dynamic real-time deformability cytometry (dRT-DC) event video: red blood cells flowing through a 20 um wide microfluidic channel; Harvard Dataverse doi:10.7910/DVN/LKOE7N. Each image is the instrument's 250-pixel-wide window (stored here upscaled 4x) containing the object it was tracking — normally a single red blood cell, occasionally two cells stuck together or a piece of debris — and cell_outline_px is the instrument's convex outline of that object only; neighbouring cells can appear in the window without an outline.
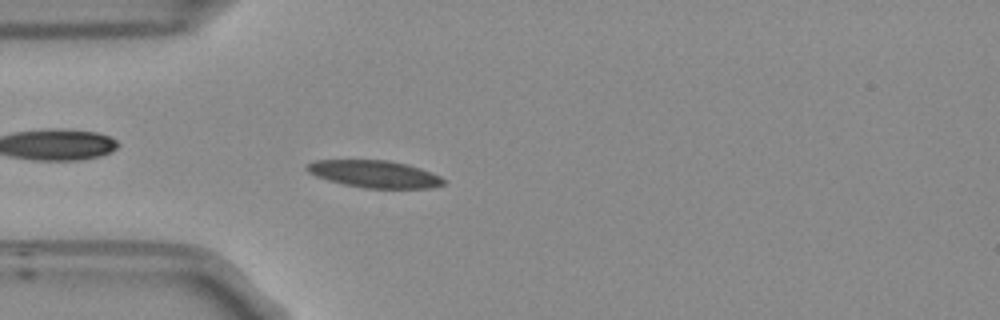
{"species": "Egyptian fruit bat (a non-hibernating species)", "species_latin": "Rousettus aegyptiacus", "temperature_condition": "room temperature", "stored_images_in_passage": 53, "camera_frame_rate_fps": 3000, "um_per_image_px": 0.085, "frame": {"image": 1, "passage_image": 14, "time_ms": 4.333, "image_size_px": [1000, 320], "cell_outline_px": [[444, 184], [432, 188], [364, 188], [344, 184], [328, 180], [316, 176], [308, 172], [304, 168], [308, 164], [316, 160], [388, 160], [408, 164], [420, 168], [440, 176], [444, 180]], "centroid_in_image_um": [31.83, 14.79], "position_along_channel_um": 53.2, "area_um2": 21.62}}
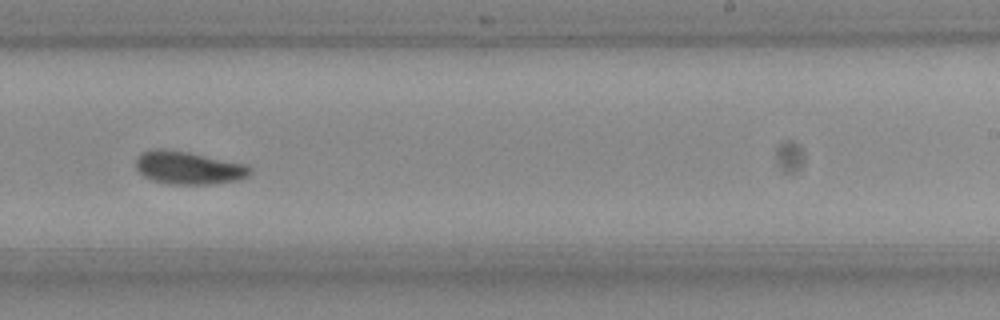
{"frame": {"image": 2, "passage_image": 32, "time_ms": 10.333, "image_size_px": [1000, 320], "cell_outline_px": [[252, 172], [248, 176], [240, 180], [212, 184], [172, 184], [152, 180], [144, 176], [136, 168], [136, 156], [140, 152], [152, 148], [160, 148], [188, 152], [244, 164], [252, 168]], "centroid_in_image_um": [16.0, 14.26], "position_along_channel_um": 273.0, "area_um2": 21.96}}
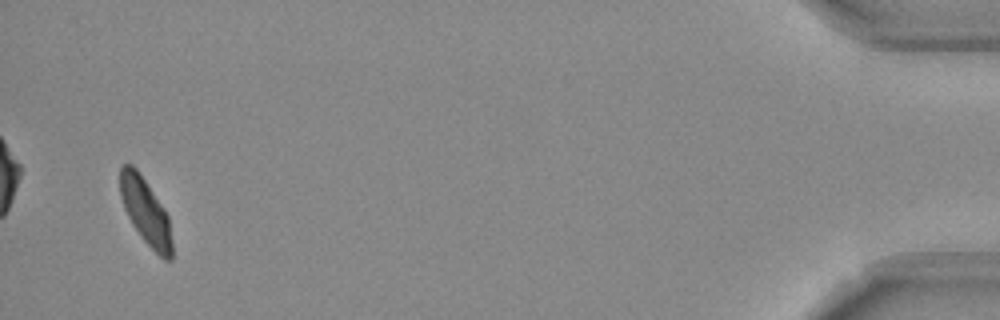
{"frame": {"image": 3, "passage_image": 51, "time_ms": 16.667, "image_size_px": [1000, 320], "cell_outline_px": [[172, 260], [164, 260], [140, 236], [132, 224], [124, 208], [120, 196], [120, 168], [124, 164], [132, 164], [136, 168], [164, 208], [168, 216], [172, 240]], "centroid_in_image_um": [12.37, 17.98], "position_along_channel_um": 422.8, "area_um2": 19.83}, "authors_computed_cell_mechanics": {"area_um2": 20.8658, "velocity_mm_per_s": 3.7514, "shape_relaxation_time_tau1_ms": 2.923, "shape_relaxation_time_tau2_ms": 2.5136, "deformation_change_tau1": 0.1344, "deformation_change_tau2": 0.0813}}